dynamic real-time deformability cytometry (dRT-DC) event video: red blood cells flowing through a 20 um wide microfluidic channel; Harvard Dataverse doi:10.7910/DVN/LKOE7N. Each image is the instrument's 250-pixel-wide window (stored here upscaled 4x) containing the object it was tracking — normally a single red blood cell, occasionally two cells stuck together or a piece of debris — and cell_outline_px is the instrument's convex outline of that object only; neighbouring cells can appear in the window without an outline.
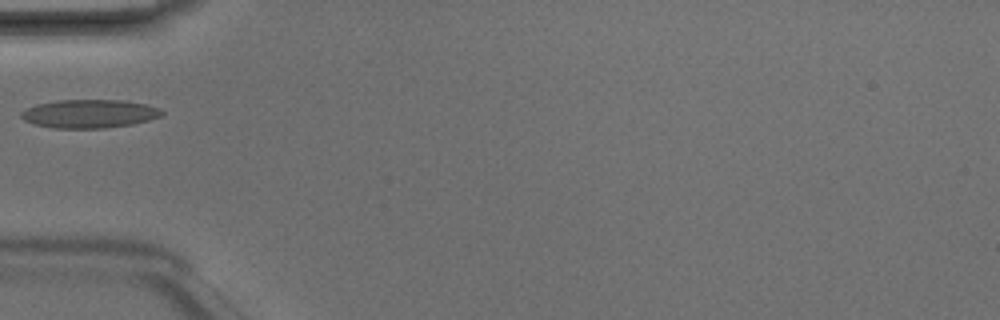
{"species": "Egyptian fruit bat (a non-hibernating species)", "species_latin": "Rousettus aegyptiacus", "temperature_condition": "room temperature", "stored_images_in_passage": 3, "camera_frame_rate_fps": 3000, "um_per_image_px": 0.085, "animal": {"sex": "male"}, "frame": {"image": 1, "passage_image": 3, "time_ms": 0.667, "image_size_px": [1000, 320], "cell_outline_px": [[164, 112], [160, 116], [148, 120], [132, 124], [104, 128], [52, 128], [32, 124], [24, 120], [20, 116], [20, 112], [36, 104], [60, 100], [124, 100], [144, 104], [160, 108]], "centroid_in_image_um": [7.57, 9.67], "position_along_channel_um": 77.4, "area_um2": 23.29}}